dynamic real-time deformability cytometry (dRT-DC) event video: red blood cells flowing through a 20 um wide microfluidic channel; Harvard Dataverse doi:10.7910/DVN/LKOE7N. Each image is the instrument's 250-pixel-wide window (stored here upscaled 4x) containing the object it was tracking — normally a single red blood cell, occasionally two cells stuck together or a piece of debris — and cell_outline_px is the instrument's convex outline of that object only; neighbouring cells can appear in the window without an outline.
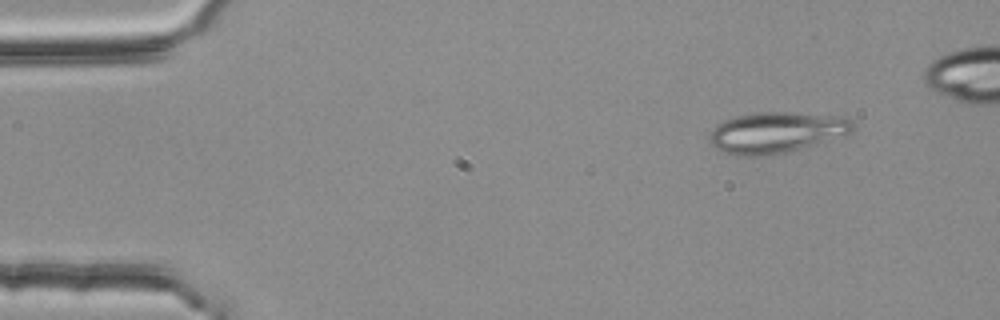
{"species": "common noctule bat (a hibernating species)", "species_latin": "Nyctalus noctula", "temperature_condition": "room temperature", "stored_images_in_passage": 4, "camera_frame_rate_fps": 3000, "um_per_image_px": 0.085, "animal": {"sex": "female", "body_mass_g": 25.1}, "frame": {"image": 1, "passage_image": 1, "time_ms": 0.0, "image_size_px": [1000, 320], "cell_outline_px": [[856, 128], [852, 132], [844, 136], [800, 148], [784, 152], [764, 156], [736, 156], [724, 152], [716, 148], [708, 140], [716, 124], [724, 120], [736, 116], [756, 112], [788, 112], [844, 116], [852, 120]], "centroid_in_image_um": [66.02, 11.25], "position_along_channel_um": 19.0, "area_um2": 34.33}}